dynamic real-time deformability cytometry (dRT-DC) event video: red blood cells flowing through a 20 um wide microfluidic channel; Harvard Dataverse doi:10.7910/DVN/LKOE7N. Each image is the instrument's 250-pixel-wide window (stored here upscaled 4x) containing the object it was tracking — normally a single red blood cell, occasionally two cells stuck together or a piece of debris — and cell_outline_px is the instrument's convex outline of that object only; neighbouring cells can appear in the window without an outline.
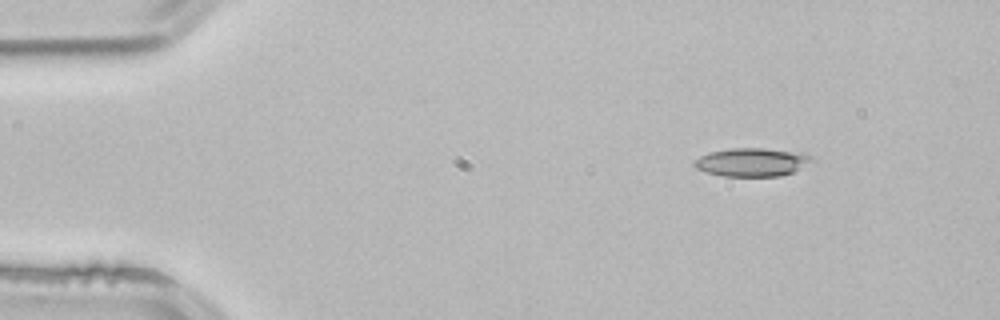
{"species": "common noctule bat (a hibernating species)", "species_latin": "Nyctalus noctula", "temperature_condition": "room temperature", "stored_images_in_passage": 4, "segment_of_instrument_passage": [2, 2], "camera_frame_rate_fps": 3000, "um_per_image_px": 0.085, "animal": {"sex": "male", "body_mass_g": 21.5, "forearm_length_mm": 52.0}, "frame": {"image": 1, "passage_image": 4, "time_ms": 1.0, "image_size_px": [1000, 320], "cell_outline_px": [[816, 160], [792, 172], [780, 176], [724, 176], [708, 172], [696, 168], [692, 164], [692, 160], [708, 152], [732, 148], [764, 148], [800, 152], [812, 156]], "centroid_in_image_um": [63.91, 13.77], "position_along_channel_um": 21.1, "area_um2": 19.54}}